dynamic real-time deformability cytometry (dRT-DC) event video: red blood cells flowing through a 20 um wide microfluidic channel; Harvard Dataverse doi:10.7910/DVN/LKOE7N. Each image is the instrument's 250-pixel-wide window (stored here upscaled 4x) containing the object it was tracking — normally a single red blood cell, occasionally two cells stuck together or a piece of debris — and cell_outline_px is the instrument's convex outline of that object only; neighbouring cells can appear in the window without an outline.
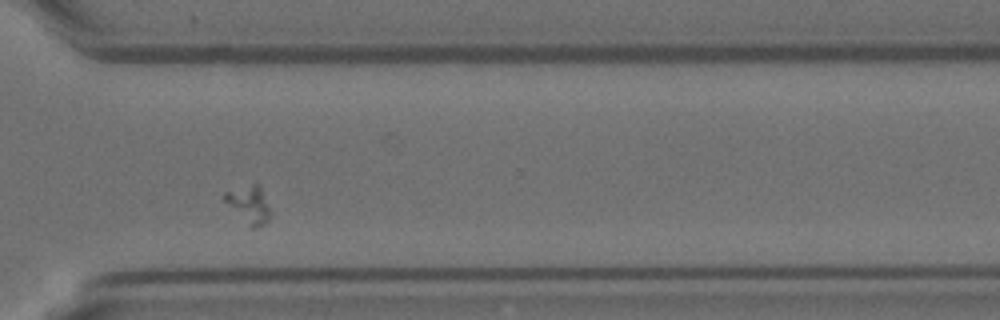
{"species": "Egyptian fruit bat (a non-hibernating species)", "species_latin": "Rousettus aegyptiacus", "temperature_condition": "room temperature", "stored_images_in_passage": 35, "camera_frame_rate_fps": 3000, "um_per_image_px": 0.085, "animal": {"sex": "female"}, "frame": {"image": 1, "passage_image": 30, "time_ms": 9.667, "image_size_px": [1000, 320], "cell_outline_px": [[272, 212], [268, 220], [264, 224], [256, 228], [248, 228], [220, 196], [224, 192], [252, 184], [260, 184]], "centroid_in_image_um": [21.16, 17.41], "position_along_channel_um": 349.4, "area_um2": 10.35}}